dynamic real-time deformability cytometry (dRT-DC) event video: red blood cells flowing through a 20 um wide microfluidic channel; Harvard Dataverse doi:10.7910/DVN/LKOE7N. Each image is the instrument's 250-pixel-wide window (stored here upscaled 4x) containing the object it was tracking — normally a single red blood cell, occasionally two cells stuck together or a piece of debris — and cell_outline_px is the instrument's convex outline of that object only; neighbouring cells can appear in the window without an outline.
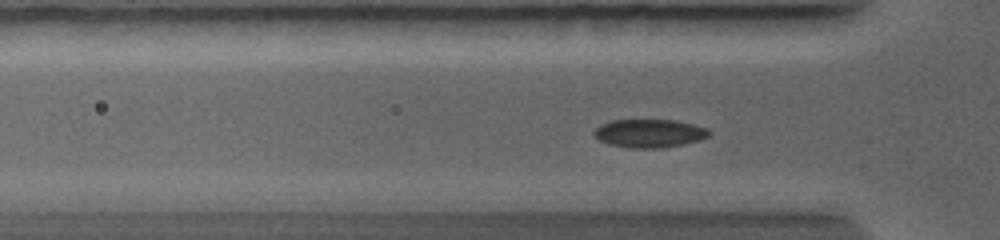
{"species": "common noctule bat (a hibernating species)", "species_latin": "Nyctalus noctula", "temperature_condition": "warm", "stored_images_in_passage": 18, "camera_frame_rate_fps": 5000, "um_per_image_px": 0.085, "animal": {"sex": "female", "body_mass_g": 19.0, "forearm_length_mm": 56.7}, "frame": {"image": 1, "passage_image": 11, "time_ms": 2.6, "image_size_px": [1000, 240], "cell_outline_px": [[712, 132], [708, 136], [700, 140], [660, 148], [628, 148], [608, 144], [600, 140], [592, 132], [600, 124], [612, 120], [676, 120], [708, 128]], "centroid_in_image_um": [55.19, 11.33], "position_along_channel_um": 70.6, "area_um2": 18.96}}
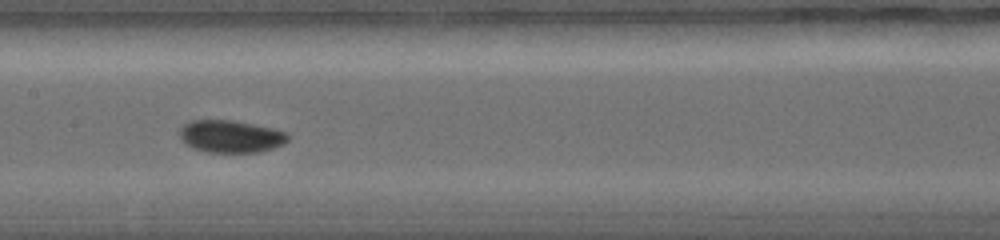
{"frame": {"image": 2, "passage_image": 16, "time_ms": 5.0, "image_size_px": [1000, 240], "cell_outline_px": [[288, 140], [284, 144], [260, 152], [208, 152], [192, 148], [180, 140], [180, 128], [188, 120], [232, 120], [272, 128], [288, 132]], "centroid_in_image_um": [19.59, 11.59], "position_along_channel_um": 187.8, "area_um2": 20.52}}
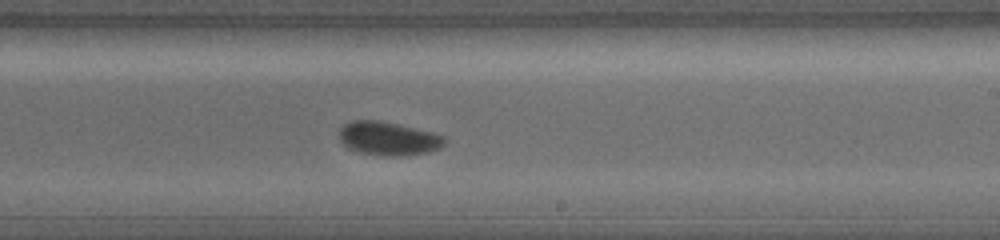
{"frame": {"image": 3, "passage_image": 18, "time_ms": 6.4, "image_size_px": [1000, 240], "cell_outline_px": [[444, 144], [440, 148], [428, 152], [396, 156], [384, 156], [360, 152], [348, 148], [340, 140], [340, 128], [344, 124], [352, 120], [380, 120], [432, 132], [444, 136]], "centroid_in_image_um": [32.99, 11.77], "position_along_channel_um": 256.0, "area_um2": 20.46}}